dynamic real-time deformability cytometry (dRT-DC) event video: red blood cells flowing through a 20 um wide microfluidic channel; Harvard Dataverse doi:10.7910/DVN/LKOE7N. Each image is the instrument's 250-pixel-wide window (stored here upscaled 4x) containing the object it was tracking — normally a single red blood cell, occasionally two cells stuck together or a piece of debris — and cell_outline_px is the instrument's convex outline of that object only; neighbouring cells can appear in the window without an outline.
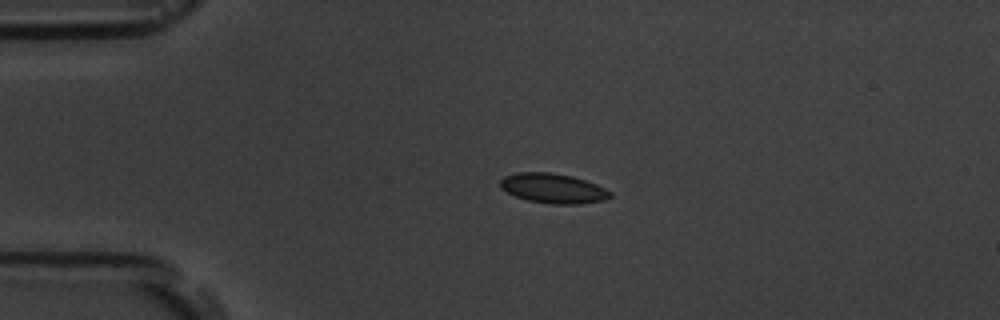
{"species": "common noctule bat (a hibernating species)", "species_latin": "Nyctalus noctula", "temperature_condition": "room temperature", "stored_images_in_passage": 3, "camera_frame_rate_fps": 3000, "um_per_image_px": 0.085, "animal": {"sex": "male", "body_mass_g": 19.5, "forearm_length_mm": 54.6}, "frame": {"image": 1, "passage_image": 2, "time_ms": 1.0, "image_size_px": [1000, 320], "cell_outline_px": [[612, 196], [604, 200], [580, 204], [552, 204], [528, 200], [516, 196], [500, 188], [500, 180], [504, 176], [516, 172], [552, 172], [572, 176], [596, 184], [612, 192]], "centroid_in_image_um": [47.01, 16.0], "position_along_channel_um": 38.0, "area_um2": 19.07}}